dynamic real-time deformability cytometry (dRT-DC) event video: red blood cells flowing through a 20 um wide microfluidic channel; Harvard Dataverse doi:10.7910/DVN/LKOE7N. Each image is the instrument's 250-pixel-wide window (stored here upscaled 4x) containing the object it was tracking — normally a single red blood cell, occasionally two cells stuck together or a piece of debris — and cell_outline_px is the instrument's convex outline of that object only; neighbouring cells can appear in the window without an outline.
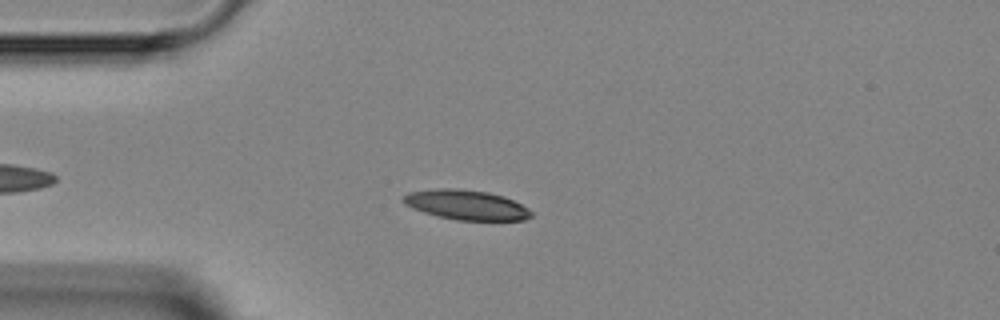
{"species": "Egyptian fruit bat (a non-hibernating species)", "species_latin": "Rousettus aegyptiacus", "temperature_condition": "room temperature", "stored_images_in_passage": 3, "camera_frame_rate_fps": 3000, "um_per_image_px": 0.085, "animal": {"sex": "female"}, "frame": {"image": 1, "passage_image": 3, "time_ms": 2.0, "image_size_px": [1000, 320], "cell_outline_px": [[532, 216], [524, 220], [456, 220], [424, 212], [412, 208], [404, 204], [404, 196], [408, 192], [436, 188], [460, 188], [488, 192], [504, 196], [528, 208], [532, 212]], "centroid_in_image_um": [39.64, 17.4], "position_along_channel_um": 45.4, "area_um2": 22.14}}